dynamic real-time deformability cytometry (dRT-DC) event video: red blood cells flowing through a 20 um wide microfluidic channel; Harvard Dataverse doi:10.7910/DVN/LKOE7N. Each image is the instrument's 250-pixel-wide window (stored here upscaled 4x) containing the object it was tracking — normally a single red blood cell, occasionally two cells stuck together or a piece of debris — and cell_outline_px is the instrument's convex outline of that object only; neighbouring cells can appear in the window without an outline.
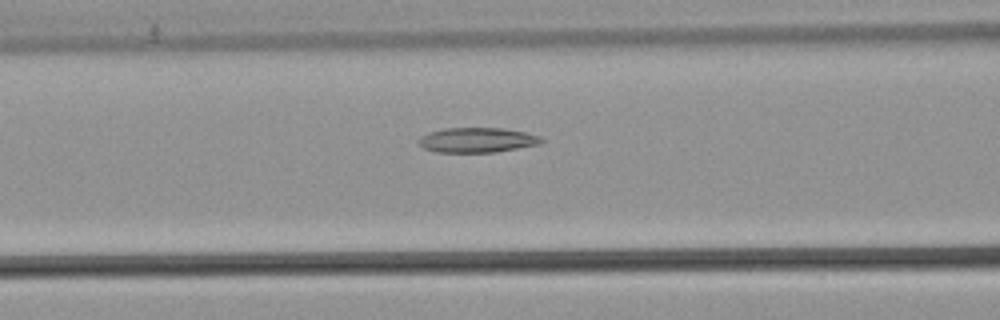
{"species": "common noctule bat (a hibernating species)", "species_latin": "Nyctalus noctula", "temperature_condition": "warm", "stored_images_in_passage": 40, "camera_frame_rate_fps": 3000, "um_per_image_px": 0.085, "animal": {"sex": "male", "body_mass_g": 21.5, "forearm_length_mm": 52.0}, "frame": {"image": 1, "passage_image": 13, "time_ms": 4.0, "image_size_px": [1000, 320], "cell_outline_px": [[544, 140], [540, 144], [496, 152], [436, 152], [424, 148], [416, 140], [420, 136], [428, 132], [444, 128], [504, 128], [524, 132], [540, 136]], "centroid_in_image_um": [40.54, 11.9], "position_along_channel_um": 126.1, "area_um2": 17.86}}
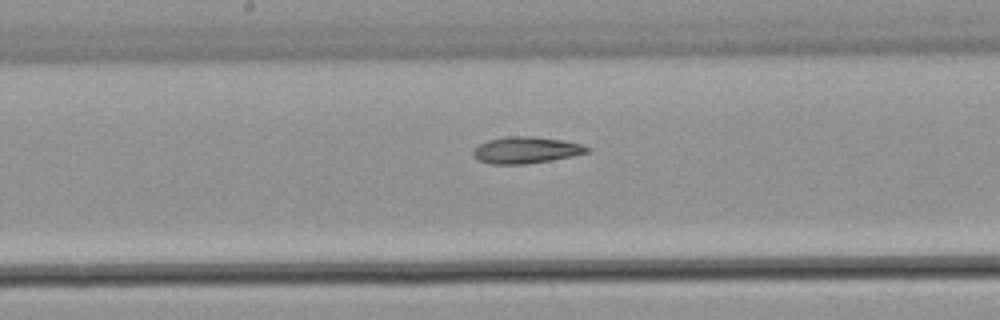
{"frame": {"image": 2, "passage_image": 19, "time_ms": 6.0, "image_size_px": [1000, 320], "cell_outline_px": [[592, 148], [588, 152], [572, 156], [524, 164], [492, 164], [480, 160], [472, 156], [472, 152], [480, 144], [488, 140], [504, 136], [532, 136], [564, 140], [580, 144]], "centroid_in_image_um": [44.71, 12.74], "position_along_channel_um": 203.5, "area_um2": 17.51}}
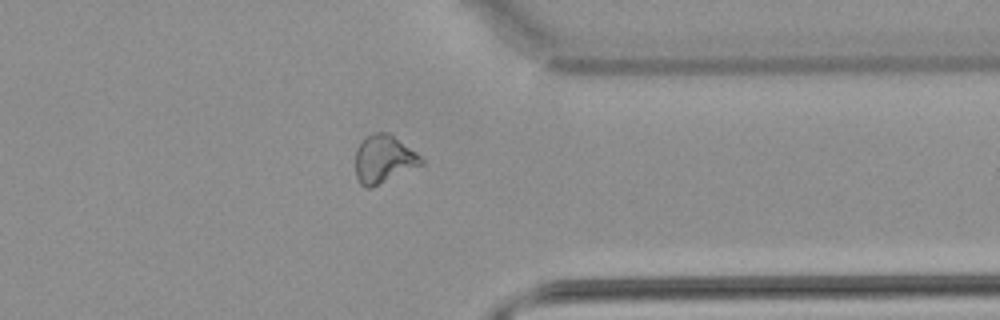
{"frame": {"image": 3, "passage_image": 33, "time_ms": 10.667, "image_size_px": [1000, 320], "cell_outline_px": [[424, 164], [372, 188], [364, 188], [360, 184], [356, 176], [356, 148], [372, 132], [388, 132], [416, 152], [424, 160]], "centroid_in_image_um": [32.62, 13.55], "position_along_channel_um": 378.8, "area_um2": 18.38}}